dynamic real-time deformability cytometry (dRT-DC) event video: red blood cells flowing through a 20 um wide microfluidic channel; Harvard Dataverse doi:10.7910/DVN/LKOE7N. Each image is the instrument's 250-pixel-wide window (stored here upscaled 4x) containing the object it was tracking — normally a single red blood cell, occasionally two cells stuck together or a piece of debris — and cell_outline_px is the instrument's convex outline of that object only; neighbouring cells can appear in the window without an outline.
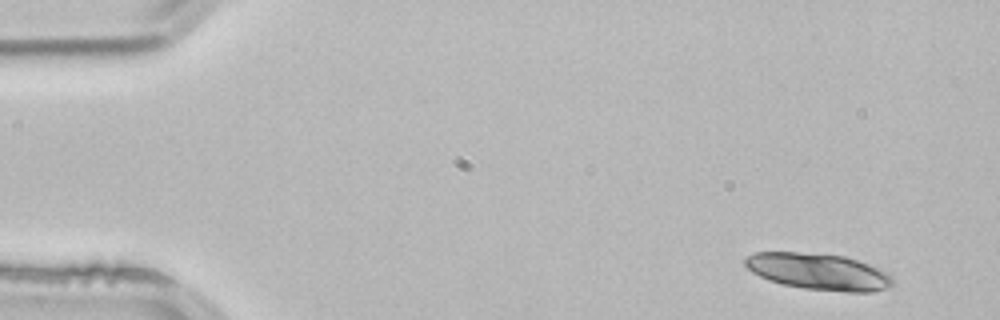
{"species": "common noctule bat (a hibernating species)", "species_latin": "Nyctalus noctula", "temperature_condition": "room temperature", "stored_images_in_passage": 4, "segment_of_instrument_passage": [1, 2], "camera_frame_rate_fps": 3000, "um_per_image_px": 0.085, "animal": {"sex": "male", "body_mass_g": 21.5, "forearm_length_mm": 52.0}, "frame": {"image": 1, "passage_image": 1, "time_ms": 0.0, "image_size_px": [1000, 320], "cell_outline_px": [[892, 284], [884, 288], [872, 292], [844, 292], [804, 288], [784, 284], [768, 280], [752, 272], [744, 264], [744, 260], [748, 256], [756, 252], [800, 252], [844, 256], [880, 268], [888, 272], [892, 276]], "centroid_in_image_um": [69.58, 23.08], "position_along_channel_um": 15.4, "area_um2": 31.21}}